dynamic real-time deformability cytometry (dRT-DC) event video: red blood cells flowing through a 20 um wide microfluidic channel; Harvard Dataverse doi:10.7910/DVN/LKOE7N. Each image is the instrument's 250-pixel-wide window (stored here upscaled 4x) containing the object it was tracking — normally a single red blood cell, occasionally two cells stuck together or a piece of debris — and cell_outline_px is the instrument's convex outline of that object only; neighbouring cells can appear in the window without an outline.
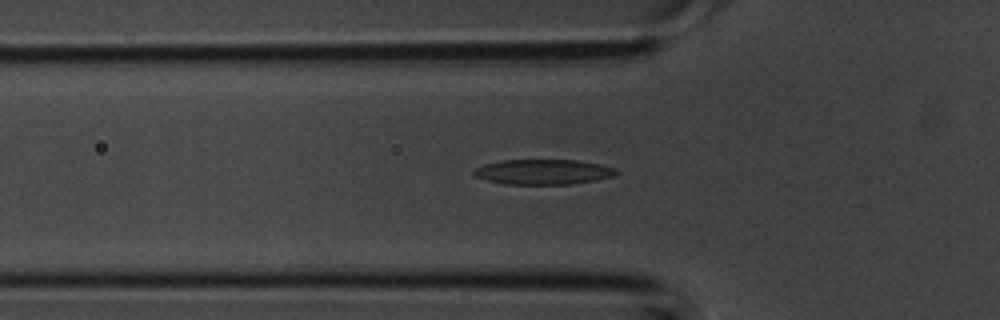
{"species": "common noctule bat (a hibernating species)", "species_latin": "Nyctalus noctula", "temperature_condition": "room temperature", "stored_images_in_passage": 29, "camera_frame_rate_fps": 3000, "um_per_image_px": 0.085, "animal": {"sex": "male", "body_mass_g": 20.1, "forearm_length_mm": 53.5}, "frame": {"image": 1, "passage_image": 5, "time_ms": 1.333, "image_size_px": [1000, 320], "cell_outline_px": [[620, 172], [612, 176], [596, 180], [572, 184], [508, 184], [488, 180], [476, 176], [472, 172], [476, 168], [484, 164], [500, 160], [576, 160], [600, 164], [616, 168]], "centroid_in_image_um": [46.2, 14.6], "position_along_channel_um": 79.6, "area_um2": 20.75}}
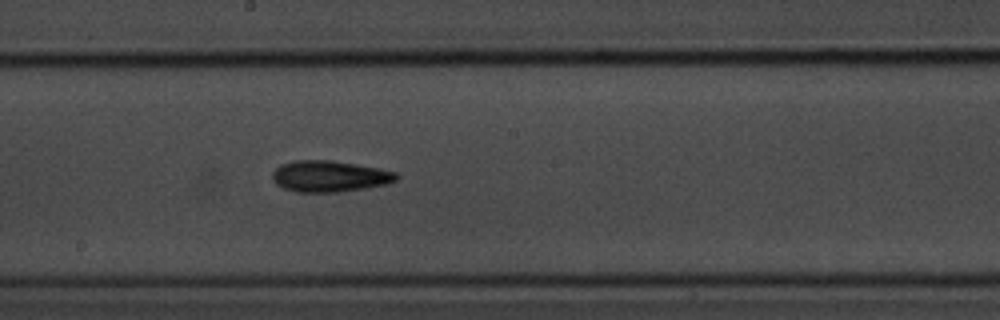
{"frame": {"image": 2, "passage_image": 13, "time_ms": 4.0, "image_size_px": [1000, 320], "cell_outline_px": [[400, 176], [396, 180], [384, 184], [364, 188], [336, 192], [296, 192], [284, 188], [276, 184], [272, 180], [272, 172], [280, 164], [292, 160], [332, 160], [380, 168], [396, 172]], "centroid_in_image_um": [27.98, 14.97], "position_along_channel_um": 220.2, "area_um2": 22.66}}
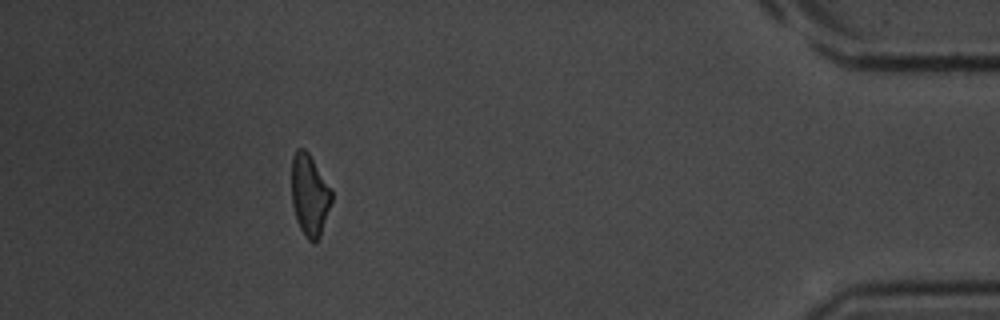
{"frame": {"image": 3, "passage_image": 27, "time_ms": 8.667, "image_size_px": [1000, 320], "cell_outline_px": [[332, 200], [320, 236], [316, 244], [312, 244], [304, 236], [296, 220], [292, 204], [292, 156], [296, 148], [304, 148], [308, 152], [332, 192]], "centroid_in_image_um": [26.29, 16.62], "position_along_channel_um": 408.9, "area_um2": 18.96}}